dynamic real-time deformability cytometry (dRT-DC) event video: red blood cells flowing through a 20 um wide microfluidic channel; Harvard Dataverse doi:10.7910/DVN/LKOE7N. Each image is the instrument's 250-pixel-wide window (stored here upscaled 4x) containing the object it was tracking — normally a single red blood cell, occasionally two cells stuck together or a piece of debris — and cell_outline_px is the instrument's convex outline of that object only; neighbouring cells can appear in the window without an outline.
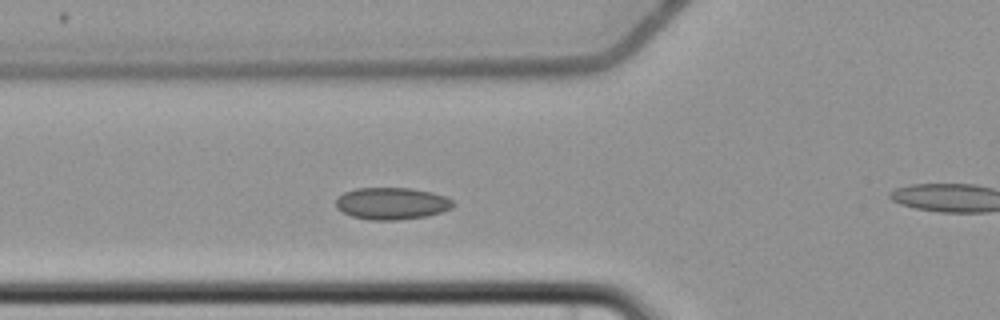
{"species": "common noctule bat (a hibernating species)", "species_latin": "Nyctalus noctula", "temperature_condition": "cold", "stored_images_in_passage": 5, "segment_of_instrument_passage": [1, 2], "camera_frame_rate_fps": 3000, "um_per_image_px": 0.085, "animal": {"sex": "female", "body_mass_g": 22.7, "forearm_length_mm": 54.2}, "frame": {"image": 1, "passage_image": 4, "time_ms": 3.333, "image_size_px": [1000, 320], "cell_outline_px": [[456, 204], [452, 208], [428, 216], [400, 220], [368, 220], [352, 216], [336, 208], [336, 200], [344, 192], [356, 188], [412, 188], [432, 192], [444, 196], [452, 200]], "centroid_in_image_um": [33.32, 17.3], "position_along_channel_um": 92.5, "area_um2": 21.96}}